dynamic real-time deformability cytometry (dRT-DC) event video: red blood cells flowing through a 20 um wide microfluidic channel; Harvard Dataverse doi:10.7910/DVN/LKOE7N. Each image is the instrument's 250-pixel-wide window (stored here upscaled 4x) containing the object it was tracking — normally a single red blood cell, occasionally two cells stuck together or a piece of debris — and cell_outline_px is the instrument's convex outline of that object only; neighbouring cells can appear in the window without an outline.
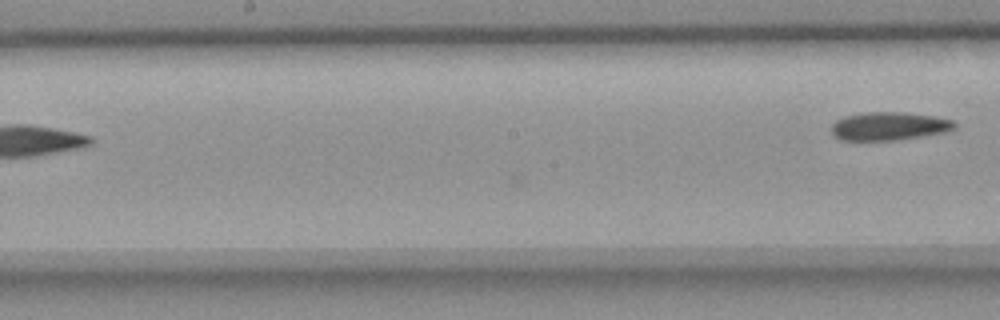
{"species": "common noctule bat (a hibernating species)", "species_latin": "Nyctalus noctula", "temperature_condition": "room temperature", "stored_images_in_passage": 14, "camera_frame_rate_fps": 3000, "um_per_image_px": 0.085, "animal": {"sex": "female", "body_mass_g": 18.4}, "frame": {"image": 1, "passage_image": 14, "time_ms": 4.333, "image_size_px": [1000, 320], "cell_outline_px": [[956, 128], [944, 132], [896, 140], [840, 140], [832, 132], [832, 124], [836, 120], [844, 116], [860, 112], [904, 112], [936, 116], [952, 120], [956, 124]], "centroid_in_image_um": [75.56, 10.71], "position_along_channel_um": 172.6, "area_um2": 20.29}}